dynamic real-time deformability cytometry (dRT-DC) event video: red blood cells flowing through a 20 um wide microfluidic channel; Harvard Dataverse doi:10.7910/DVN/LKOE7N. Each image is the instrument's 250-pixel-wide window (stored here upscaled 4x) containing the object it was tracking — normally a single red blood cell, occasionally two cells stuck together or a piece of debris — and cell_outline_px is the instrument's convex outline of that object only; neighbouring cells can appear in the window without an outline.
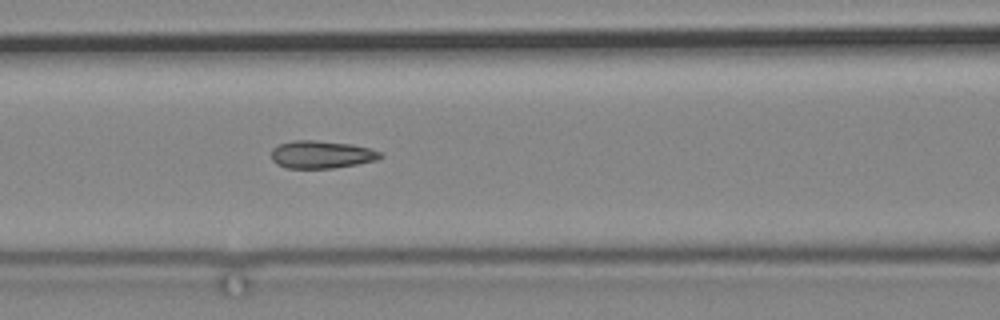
{"species": "common noctule bat (a hibernating species)", "species_latin": "Nyctalus noctula", "temperature_condition": "cold", "stored_images_in_passage": 11, "camera_frame_rate_fps": 3000, "um_per_image_px": 0.085, "animal": {"sex": "male", "body_mass_g": 19.2, "forearm_length_mm": 51.8}, "frame": {"image": 1, "passage_image": 11, "time_ms": 13.0, "image_size_px": [1000, 320], "cell_outline_px": [[384, 156], [376, 160], [356, 164], [332, 168], [288, 168], [276, 164], [272, 160], [272, 148], [280, 144], [292, 140], [316, 140], [352, 144], [384, 152]], "centroid_in_image_um": [27.34, 13.13], "position_along_channel_um": 139.3, "area_um2": 17.63}}